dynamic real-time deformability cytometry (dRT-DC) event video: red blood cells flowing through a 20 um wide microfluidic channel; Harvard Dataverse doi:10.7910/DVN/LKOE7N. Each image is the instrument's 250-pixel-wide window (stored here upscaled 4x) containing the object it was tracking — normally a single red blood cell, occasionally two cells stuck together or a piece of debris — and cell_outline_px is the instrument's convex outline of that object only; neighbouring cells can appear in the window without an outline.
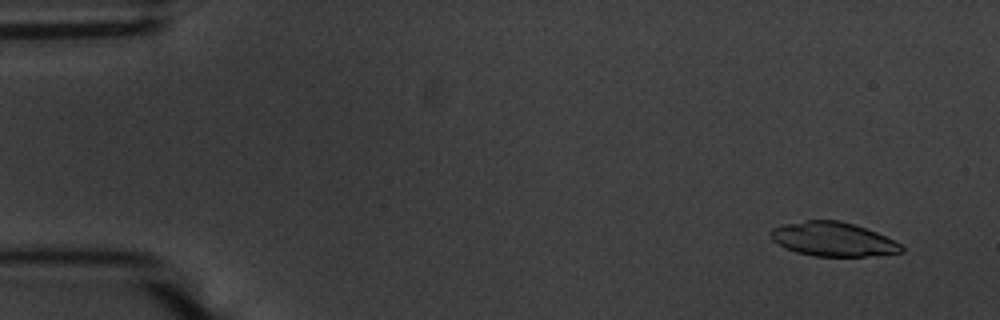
{"species": "common noctule bat (a hibernating species)", "species_latin": "Nyctalus noctula", "temperature_condition": "warm", "stored_images_in_passage": 17, "camera_frame_rate_fps": 3000, "um_per_image_px": 0.085, "animal": {"sex": "male", "body_mass_g": 20.1, "forearm_length_mm": 53.5}, "frame": {"image": 1, "passage_image": 4, "time_ms": 1.0, "image_size_px": [1000, 320], "cell_outline_px": [[904, 252], [876, 256], [816, 256], [796, 252], [772, 240], [768, 232], [772, 228], [784, 224], [808, 220], [840, 220], [876, 232], [900, 244], [904, 248]], "centroid_in_image_um": [70.81, 20.34], "position_along_channel_um": 14.2, "area_um2": 25.78}}
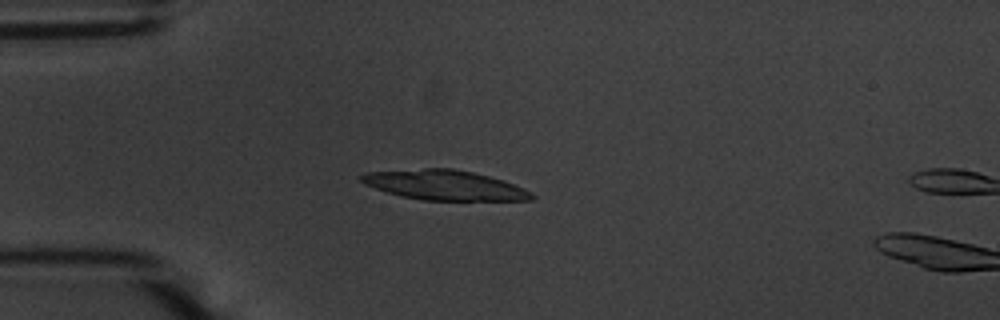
{"frame": {"image": 2, "passage_image": 15, "time_ms": 4.667, "image_size_px": [1000, 320], "cell_outline_px": [[536, 196], [532, 200], [420, 200], [400, 196], [364, 184], [360, 180], [360, 176], [364, 172], [424, 168], [452, 168], [472, 172], [504, 180], [524, 188], [532, 192]], "centroid_in_image_um": [37.79, 15.73], "position_along_channel_um": 47.2, "area_um2": 29.71}}